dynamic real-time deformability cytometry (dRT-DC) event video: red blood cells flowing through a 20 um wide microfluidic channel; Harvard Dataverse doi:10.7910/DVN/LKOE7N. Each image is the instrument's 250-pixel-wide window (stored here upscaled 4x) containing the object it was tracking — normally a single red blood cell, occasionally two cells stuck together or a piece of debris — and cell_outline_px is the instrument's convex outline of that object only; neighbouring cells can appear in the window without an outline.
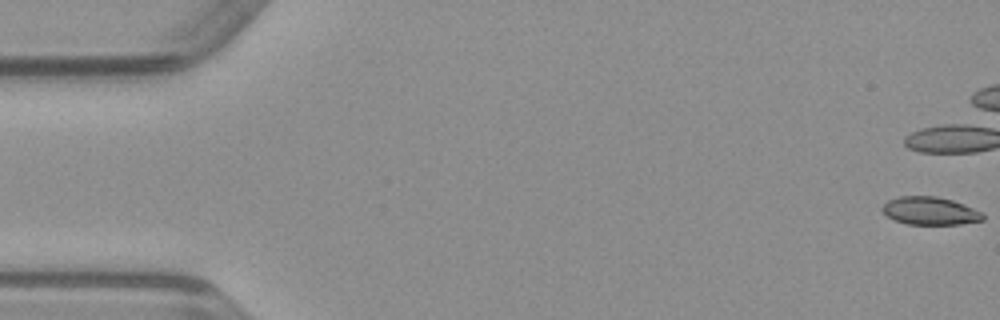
{"species": "common noctule bat (a hibernating species)", "species_latin": "Nyctalus noctula", "temperature_condition": "warm", "stored_images_in_passage": 12, "camera_frame_rate_fps": 3000, "um_per_image_px": 0.085, "animal": {"sex": "male", "body_mass_g": 23.1, "forearm_length_mm": 52.7}, "frame": {"image": 1, "passage_image": 1, "time_ms": 0.0, "image_size_px": [1000, 320], "cell_outline_px": [[984, 220], [960, 224], [908, 224], [896, 220], [888, 216], [880, 208], [888, 200], [900, 196], [936, 196], [952, 200], [964, 204], [980, 212], [984, 216]], "centroid_in_image_um": [79.05, 17.92], "position_along_channel_um": 6.0, "area_um2": 16.18}}